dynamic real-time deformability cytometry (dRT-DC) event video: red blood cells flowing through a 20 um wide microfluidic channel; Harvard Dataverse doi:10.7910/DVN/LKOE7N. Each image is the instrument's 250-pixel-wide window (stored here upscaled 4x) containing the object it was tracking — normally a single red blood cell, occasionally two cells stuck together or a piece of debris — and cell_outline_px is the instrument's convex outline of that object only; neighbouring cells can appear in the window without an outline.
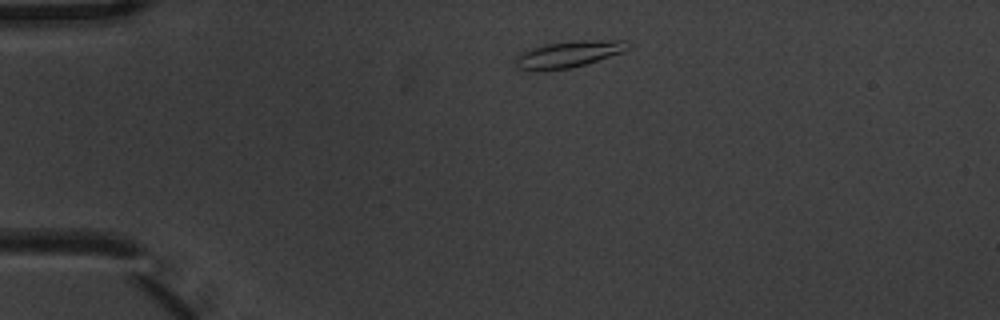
{"species": "common noctule bat (a hibernating species)", "species_latin": "Nyctalus noctula", "temperature_condition": "warm", "stored_images_in_passage": 4, "camera_frame_rate_fps": 3000, "um_per_image_px": 0.085, "animal": {"sex": "male", "body_mass_g": 20.1, "forearm_length_mm": 53.5}, "frame": {"image": 1, "passage_image": 1, "time_ms": 0.0, "image_size_px": [1000, 320], "cell_outline_px": [[632, 44], [624, 52], [572, 68], [528, 72], [516, 68], [516, 56], [520, 52], [544, 44], [572, 40], [624, 40]], "centroid_in_image_um": [48.29, 4.61], "position_along_channel_um": 36.7, "area_um2": 17.8}}
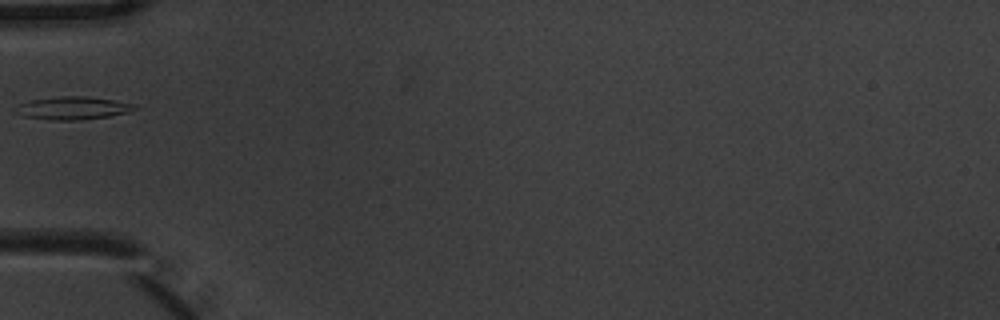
{"frame": {"image": 2, "passage_image": 3, "time_ms": 0.667, "image_size_px": [1000, 320], "cell_outline_px": [[140, 108], [128, 112], [108, 116], [76, 120], [52, 120], [24, 116], [16, 112], [20, 104], [32, 100], [56, 96], [84, 96], [112, 100], [136, 104]], "centroid_in_image_um": [6.25, 9.18], "position_along_channel_um": 78.8, "area_um2": 15.61}}
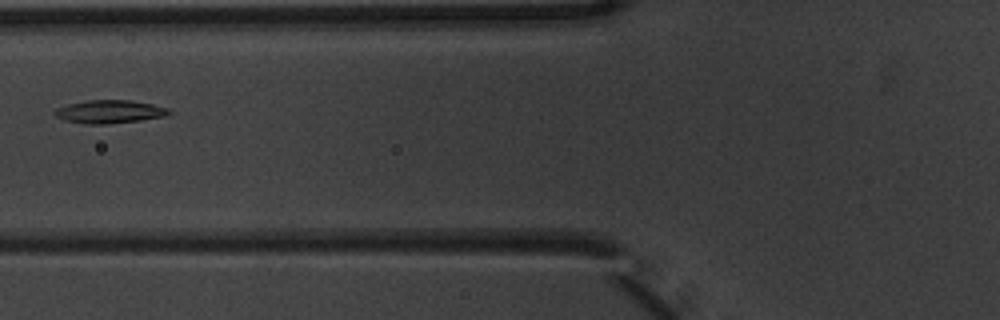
{"frame": {"image": 3, "passage_image": 4, "time_ms": 1.0, "image_size_px": [1000, 320], "cell_outline_px": [[172, 112], [168, 116], [140, 120], [108, 124], [84, 124], [64, 120], [56, 116], [52, 112], [56, 108], [68, 104], [88, 100], [132, 100], [152, 104], [168, 108]], "centroid_in_image_um": [9.32, 9.49], "position_along_channel_um": 116.5, "area_um2": 15.55}}